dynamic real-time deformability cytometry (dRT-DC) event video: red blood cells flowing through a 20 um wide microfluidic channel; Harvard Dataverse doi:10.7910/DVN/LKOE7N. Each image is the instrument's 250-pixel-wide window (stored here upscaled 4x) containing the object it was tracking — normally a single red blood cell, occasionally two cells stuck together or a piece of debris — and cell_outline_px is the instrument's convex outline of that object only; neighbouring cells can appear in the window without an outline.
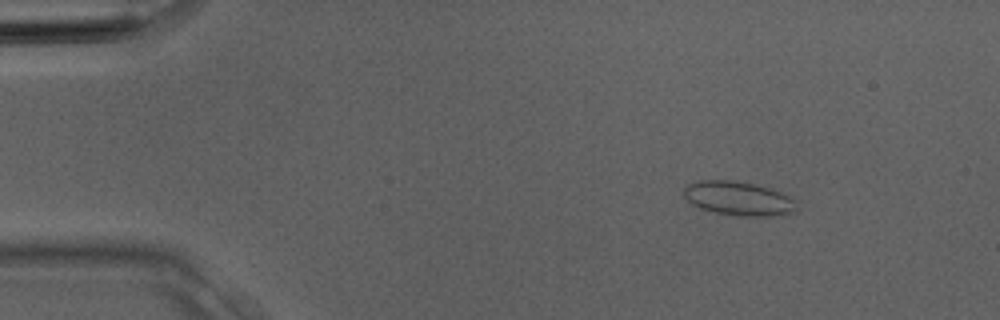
{"species": "Egyptian fruit bat (a non-hibernating species)", "species_latin": "Rousettus aegyptiacus", "temperature_condition": "room temperature", "stored_images_in_passage": 4, "camera_frame_rate_fps": 3000, "um_per_image_px": 0.085, "animal": {"sex": "male"}, "frame": {"image": 1, "passage_image": 2, "time_ms": 0.333, "image_size_px": [1000, 320], "cell_outline_px": [[800, 200], [796, 212], [780, 216], [732, 216], [700, 208], [692, 204], [684, 196], [684, 188], [688, 184], [696, 180], [728, 180], [752, 184], [768, 188], [780, 192]], "centroid_in_image_um": [62.84, 16.89], "position_along_channel_um": 22.2, "area_um2": 22.72}}
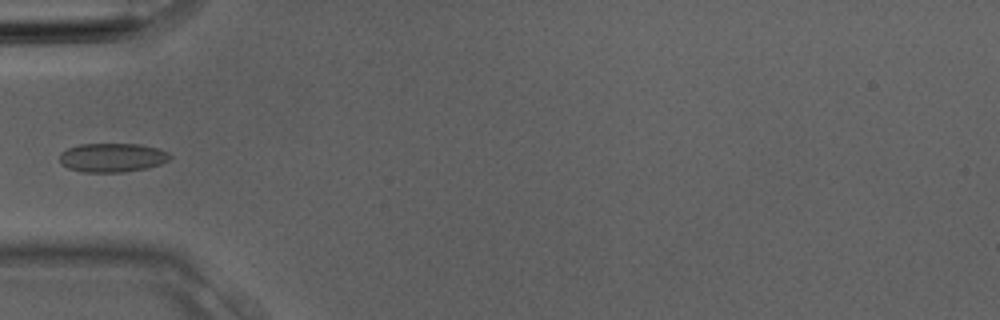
{"frame": {"image": 2, "passage_image": 4, "time_ms": 1.0, "image_size_px": [1000, 320], "cell_outline_px": [[172, 156], [168, 160], [160, 164], [148, 168], [124, 172], [84, 172], [68, 168], [60, 160], [60, 152], [68, 148], [80, 144], [140, 144], [160, 148], [168, 152]], "centroid_in_image_um": [9.58, 13.39], "position_along_channel_um": 75.4, "area_um2": 18.67}}